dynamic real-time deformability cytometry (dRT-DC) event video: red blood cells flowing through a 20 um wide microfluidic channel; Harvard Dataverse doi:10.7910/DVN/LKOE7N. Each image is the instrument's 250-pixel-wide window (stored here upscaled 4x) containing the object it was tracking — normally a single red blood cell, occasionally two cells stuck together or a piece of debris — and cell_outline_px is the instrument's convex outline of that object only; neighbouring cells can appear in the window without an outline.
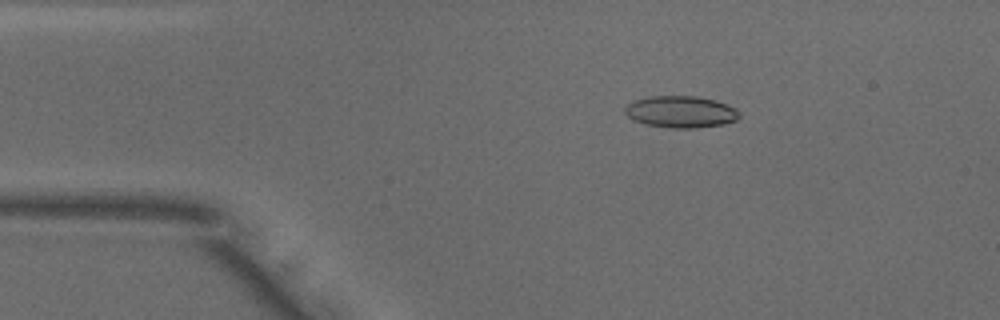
{"species": "common noctule bat (a hibernating species)", "species_latin": "Nyctalus noctula", "temperature_condition": "warm", "stored_images_in_passage": 50, "camera_frame_rate_fps": 3000, "um_per_image_px": 0.085, "animal": {"sex": "male", "body_mass_g": 18.8}, "frame": {"image": 1, "passage_image": 8, "time_ms": 2.333, "image_size_px": [1000, 320], "cell_outline_px": [[740, 116], [736, 120], [724, 124], [696, 128], [672, 128], [644, 124], [632, 120], [624, 112], [624, 108], [628, 104], [636, 100], [648, 96], [696, 96], [716, 100], [736, 108], [740, 112]], "centroid_in_image_um": [57.87, 9.51], "position_along_channel_um": 27.1, "area_um2": 21.33}}
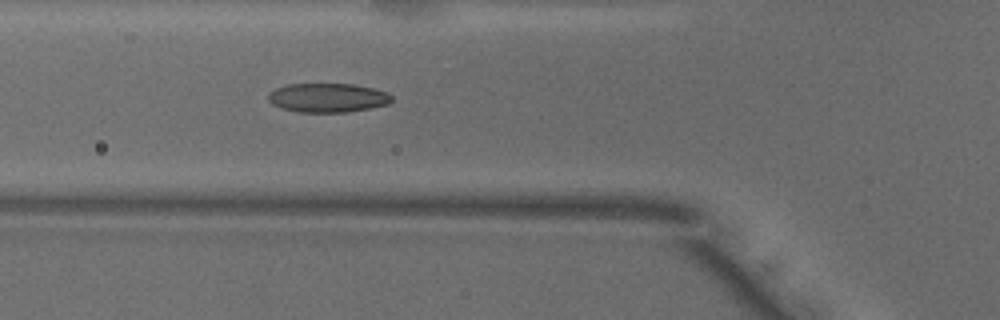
{"frame": {"image": 2, "passage_image": 17, "time_ms": 5.333, "image_size_px": [1000, 320], "cell_outline_px": [[392, 100], [388, 104], [372, 108], [348, 112], [296, 112], [280, 108], [272, 104], [268, 100], [268, 92], [276, 88], [288, 84], [352, 84], [372, 88], [388, 92], [392, 96]], "centroid_in_image_um": [27.84, 8.31], "position_along_channel_um": 98.0, "area_um2": 21.1}}
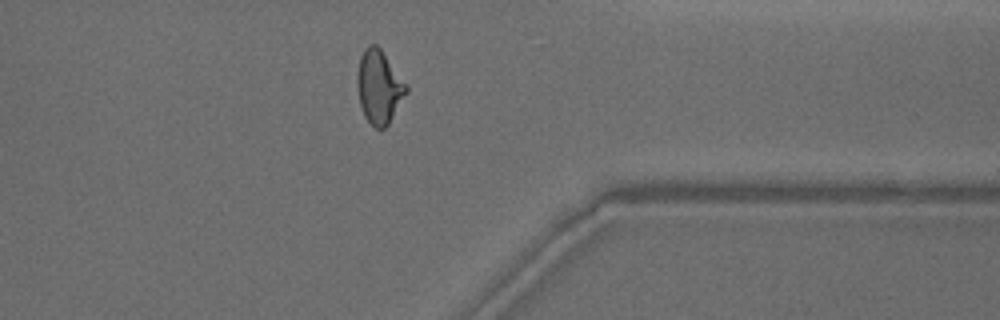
{"frame": {"image": 3, "passage_image": 39, "time_ms": 12.667, "image_size_px": [1000, 320], "cell_outline_px": [[408, 92], [388, 124], [384, 128], [376, 128], [364, 116], [360, 104], [356, 80], [360, 56], [364, 48], [368, 44], [376, 44], [380, 48], [408, 84]], "centroid_in_image_um": [32.23, 7.35], "position_along_channel_um": 379.2, "area_um2": 21.04}, "authors_computed_cell_mechanics": {"area_um2": 20.7502, "velocity_mm_per_s": 3.9782, "shape_relaxation_time_tau1_ms": 8.1881, "shape_relaxation_time_tau2_ms": 1.4824, "deformation_change_tau1": 0.2351, "deformation_change_tau2": 0.0869}}